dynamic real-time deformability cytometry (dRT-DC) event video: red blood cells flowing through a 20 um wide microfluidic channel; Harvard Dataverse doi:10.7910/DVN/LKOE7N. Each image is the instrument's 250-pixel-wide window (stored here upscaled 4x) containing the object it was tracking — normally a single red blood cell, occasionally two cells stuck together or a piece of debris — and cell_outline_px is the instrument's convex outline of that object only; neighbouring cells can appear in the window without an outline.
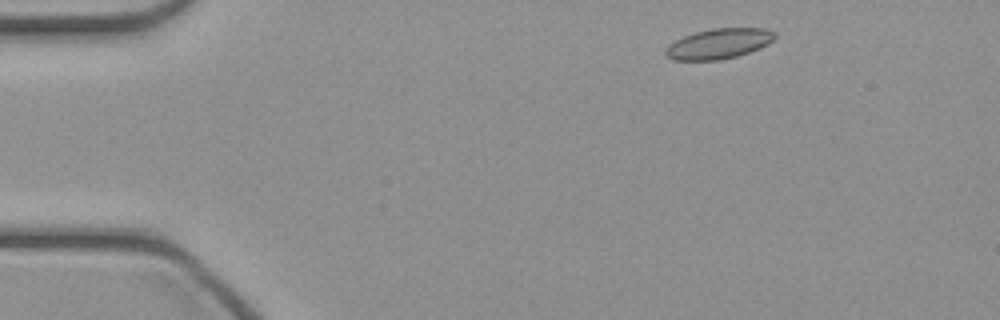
{"species": "common noctule bat (a hibernating species)", "species_latin": "Nyctalus noctula", "temperature_condition": "cold", "stored_images_in_passage": 43, "camera_frame_rate_fps": 3000, "um_per_image_px": 0.085, "animal": {"sex": "female", "body_mass_g": 21.9}, "frame": {"image": 1, "passage_image": 3, "time_ms": 0.667, "image_size_px": [1000, 320], "cell_outline_px": [[776, 36], [768, 44], [760, 48], [736, 56], [720, 60], [672, 60], [664, 56], [664, 48], [668, 44], [684, 36], [696, 32], [712, 28], [764, 28], [776, 32]], "centroid_in_image_um": [61.06, 3.72], "position_along_channel_um": 23.9, "area_um2": 19.36}}
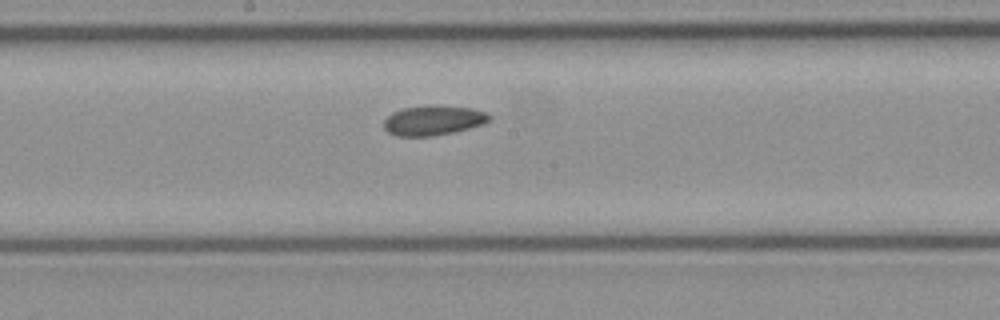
{"frame": {"image": 2, "passage_image": 21, "time_ms": 6.667, "image_size_px": [1000, 320], "cell_outline_px": [[492, 120], [484, 124], [452, 132], [432, 136], [396, 136], [388, 132], [384, 128], [384, 120], [392, 112], [404, 108], [472, 108], [488, 112], [492, 116]], "centroid_in_image_um": [36.86, 10.28], "position_along_channel_um": 211.3, "area_um2": 17.57}}
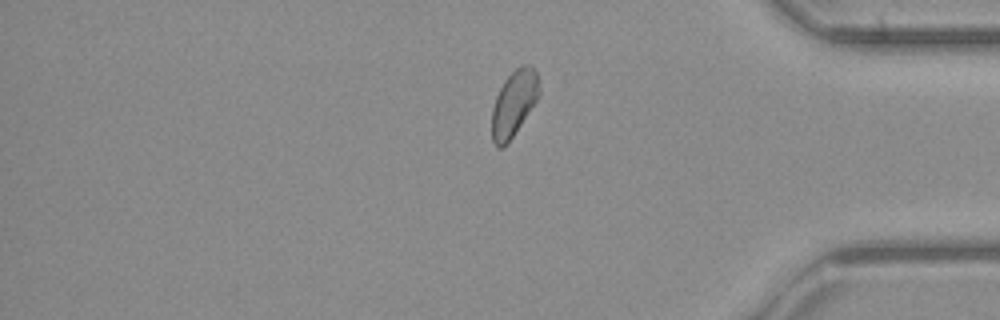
{"frame": {"image": 3, "passage_image": 35, "time_ms": 11.333, "image_size_px": [1000, 320], "cell_outline_px": [[540, 96], [508, 144], [504, 148], [496, 148], [492, 140], [492, 108], [496, 96], [504, 80], [516, 68], [524, 64], [528, 64], [536, 72], [540, 92]], "centroid_in_image_um": [43.67, 8.83], "position_along_channel_um": 391.5, "area_um2": 18.26}}